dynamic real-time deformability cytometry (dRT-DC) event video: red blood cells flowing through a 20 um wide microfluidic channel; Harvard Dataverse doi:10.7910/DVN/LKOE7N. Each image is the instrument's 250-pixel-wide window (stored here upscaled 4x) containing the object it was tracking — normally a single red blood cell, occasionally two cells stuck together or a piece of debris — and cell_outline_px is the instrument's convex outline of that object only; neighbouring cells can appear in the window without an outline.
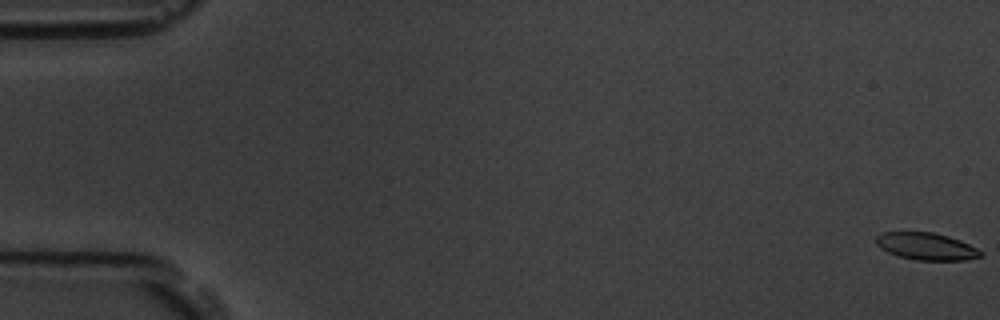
{"species": "common noctule bat (a hibernating species)", "species_latin": "Nyctalus noctula", "temperature_condition": "room temperature", "stored_images_in_passage": 6, "camera_frame_rate_fps": 3000, "um_per_image_px": 0.085, "animal": {"sex": "male", "body_mass_g": 19.5, "forearm_length_mm": 54.6}, "frame": {"image": 1, "passage_image": 1, "time_ms": 0.0, "image_size_px": [1000, 320], "cell_outline_px": [[984, 252], [980, 256], [964, 260], [916, 260], [900, 256], [888, 252], [880, 248], [876, 244], [876, 236], [880, 232], [932, 232], [948, 236], [960, 240]], "centroid_in_image_um": [78.71, 20.93], "position_along_channel_um": 6.3, "area_um2": 16.47}}